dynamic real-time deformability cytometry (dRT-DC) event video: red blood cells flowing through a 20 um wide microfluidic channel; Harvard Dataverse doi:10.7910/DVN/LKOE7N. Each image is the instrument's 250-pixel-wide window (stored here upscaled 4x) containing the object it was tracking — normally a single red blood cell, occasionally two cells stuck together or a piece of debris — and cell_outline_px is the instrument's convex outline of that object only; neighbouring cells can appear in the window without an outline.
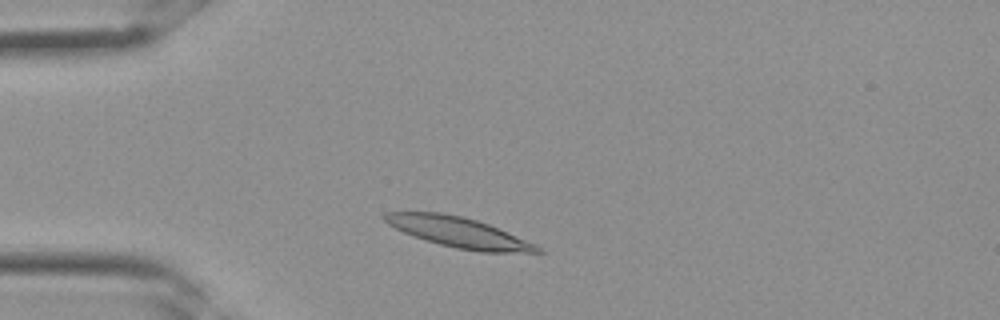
{"species": "Egyptian fruit bat (a non-hibernating species)", "species_latin": "Rousettus aegyptiacus", "temperature_condition": "room temperature", "stored_images_in_passage": 27, "camera_frame_rate_fps": 3000, "um_per_image_px": 0.085, "frame": {"image": 1, "passage_image": 2, "time_ms": 0.333, "image_size_px": [1000, 320], "cell_outline_px": [[544, 252], [480, 252], [456, 248], [440, 244], [412, 236], [388, 224], [384, 220], [384, 212], [440, 212], [460, 216], [476, 220], [488, 224], [508, 232], [536, 244], [544, 248]], "centroid_in_image_um": [39.02, 19.75], "position_along_channel_um": 46.0, "area_um2": 26.7}}
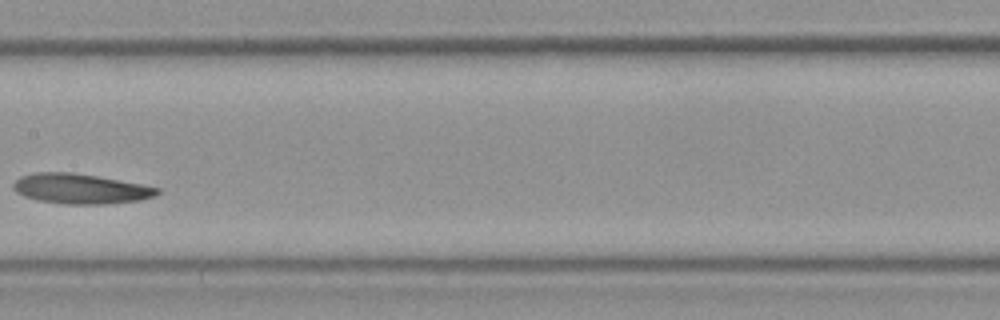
{"frame": {"image": 2, "passage_image": 11, "time_ms": 3.333, "image_size_px": [1000, 320], "cell_outline_px": [[160, 192], [156, 196], [140, 200], [104, 204], [64, 204], [36, 200], [24, 196], [16, 192], [12, 188], [12, 184], [20, 176], [36, 172], [72, 172], [120, 180], [160, 188]], "centroid_in_image_um": [6.82, 16.04], "position_along_channel_um": 200.6, "area_um2": 25.26}}
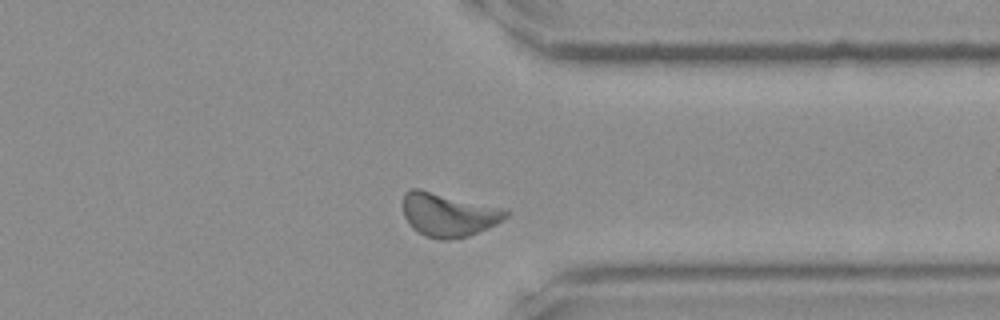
{"frame": {"image": 3, "passage_image": 20, "time_ms": 6.333, "image_size_px": [1000, 320], "cell_outline_px": [[512, 212], [508, 216], [496, 224], [488, 228], [468, 236], [448, 240], [440, 240], [424, 236], [416, 232], [412, 228], [404, 216], [404, 192], [412, 188], [420, 188], [508, 208]], "centroid_in_image_um": [38.16, 18.23], "position_along_channel_um": 373.2, "area_um2": 26.82}}